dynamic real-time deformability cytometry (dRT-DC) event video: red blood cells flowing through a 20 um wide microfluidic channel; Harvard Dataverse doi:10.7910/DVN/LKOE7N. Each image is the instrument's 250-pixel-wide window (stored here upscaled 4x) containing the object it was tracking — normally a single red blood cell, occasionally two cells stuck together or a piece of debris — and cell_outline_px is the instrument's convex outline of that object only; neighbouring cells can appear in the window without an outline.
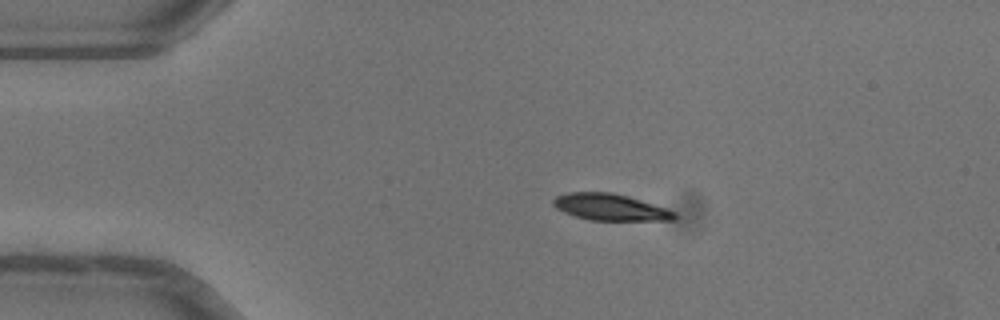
{"species": "common noctule bat (a hibernating species)", "species_latin": "Nyctalus noctula", "temperature_condition": "warm", "stored_images_in_passage": 42, "camera_frame_rate_fps": 3000, "um_per_image_px": 0.085, "animal": {"sex": "female"}, "frame": {"image": 1, "passage_image": 1, "time_ms": 0.0, "image_size_px": [1000, 320], "cell_outline_px": [[676, 216], [672, 220], [588, 220], [564, 212], [556, 208], [552, 204], [552, 200], [556, 196], [568, 192], [612, 192], [628, 196], [676, 212]], "centroid_in_image_um": [51.82, 17.6], "position_along_channel_um": 33.2, "area_um2": 18.61}}
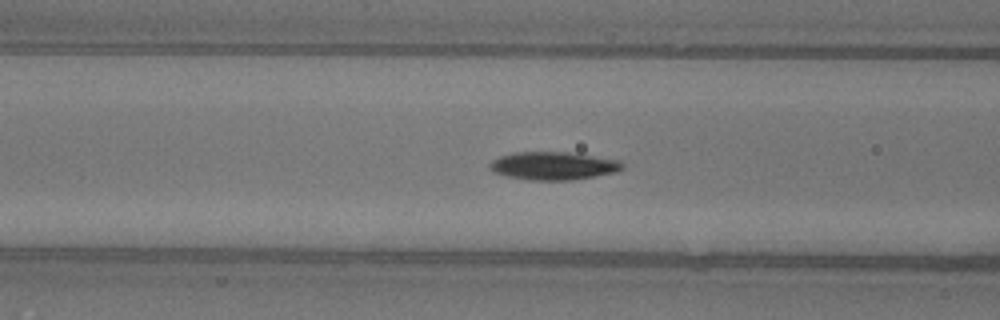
{"frame": {"image": 2, "passage_image": 11, "time_ms": 3.333, "image_size_px": [1000, 320], "cell_outline_px": [[624, 168], [616, 172], [572, 180], [532, 180], [508, 176], [496, 172], [488, 168], [488, 164], [492, 160], [500, 156], [512, 152], [568, 152], [616, 160], [624, 164]], "centroid_in_image_um": [47.0, 14.09], "position_along_channel_um": 119.6, "area_um2": 21.44}}
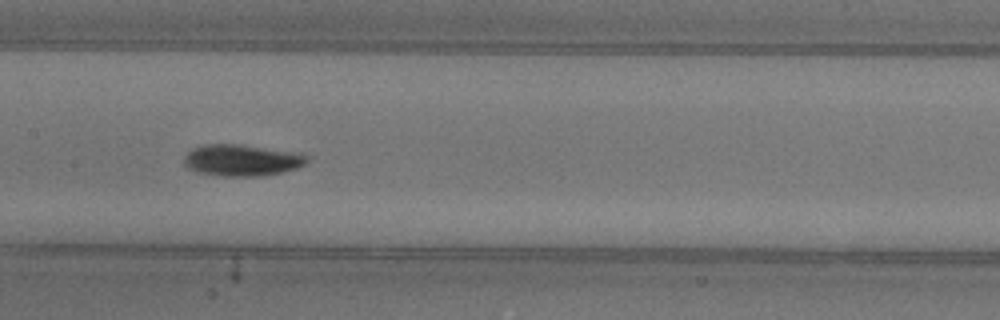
{"frame": {"image": 3, "passage_image": 16, "time_ms": 5.0, "image_size_px": [1000, 320], "cell_outline_px": [[308, 160], [304, 164], [296, 168], [280, 172], [260, 176], [224, 176], [200, 172], [188, 168], [184, 164], [184, 156], [192, 148], [204, 144], [240, 144], [300, 152], [308, 156]], "centroid_in_image_um": [20.56, 13.6], "position_along_channel_um": 186.8, "area_um2": 22.6}, "authors_computed_cell_mechanics": {"area_um2": 20.6924, "velocity_mm_per_s": 4.0319, "shape_relaxation_time_tau1_ms": 3.0882, "shape_relaxation_time_tau2_ms": 4.243, "deformation_change_tau1": 0.1488, "deformation_change_tau2": 0.0666}}